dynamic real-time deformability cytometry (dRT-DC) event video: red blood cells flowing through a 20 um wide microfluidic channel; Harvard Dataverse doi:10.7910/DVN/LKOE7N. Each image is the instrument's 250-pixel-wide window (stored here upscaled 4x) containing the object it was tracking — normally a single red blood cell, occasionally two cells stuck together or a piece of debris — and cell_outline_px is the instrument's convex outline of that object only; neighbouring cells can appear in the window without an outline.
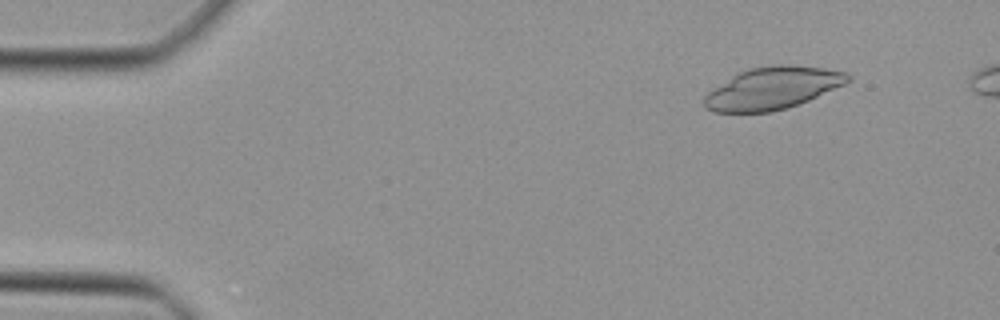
{"species": "Egyptian fruit bat (a non-hibernating species)", "species_latin": "Rousettus aegyptiacus", "temperature_condition": "cold", "stored_images_in_passage": 45, "camera_frame_rate_fps": 3000, "um_per_image_px": 0.085, "animal": {"sex": "female"}, "frame": {"image": 1, "passage_image": 5, "time_ms": 1.333, "image_size_px": [1000, 320], "cell_outline_px": [[852, 80], [844, 84], [808, 100], [788, 108], [772, 112], [716, 112], [704, 108], [704, 96], [708, 92], [736, 72], [748, 68], [772, 64], [792, 64], [824, 68], [848, 72], [852, 76]], "centroid_in_image_um": [65.67, 7.48], "position_along_channel_um": 19.3, "area_um2": 35.66}}